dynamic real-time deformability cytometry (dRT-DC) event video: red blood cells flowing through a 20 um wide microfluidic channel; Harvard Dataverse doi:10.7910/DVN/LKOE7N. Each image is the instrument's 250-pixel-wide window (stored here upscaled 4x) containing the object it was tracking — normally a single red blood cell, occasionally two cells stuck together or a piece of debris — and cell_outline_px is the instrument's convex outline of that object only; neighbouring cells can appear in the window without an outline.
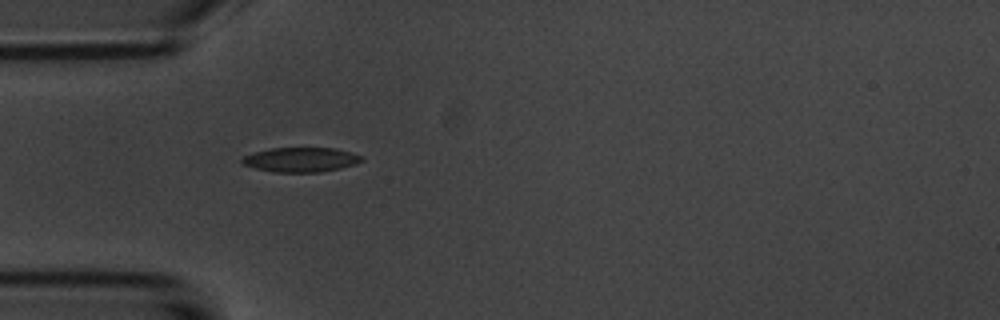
{"species": "common noctule bat (a hibernating species)", "species_latin": "Nyctalus noctula", "temperature_condition": "room temperature", "stored_images_in_passage": 1, "camera_frame_rate_fps": 3000, "um_per_image_px": 0.085, "animal": {"sex": "male", "body_mass_g": 20.1, "forearm_length_mm": 53.5}, "frame": {"image": 1, "passage_image": 1, "time_ms": 0.0, "image_size_px": [1000, 320], "cell_outline_px": [[364, 160], [356, 164], [340, 168], [320, 172], [272, 172], [256, 168], [244, 164], [240, 160], [244, 156], [256, 152], [272, 148], [336, 148], [364, 156]], "centroid_in_image_um": [25.62, 13.57], "position_along_channel_um": 59.4, "area_um2": 17.05}}